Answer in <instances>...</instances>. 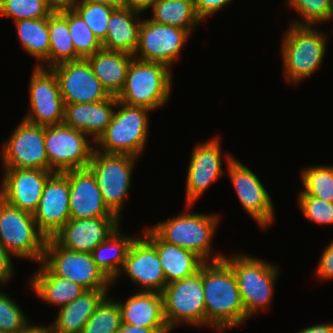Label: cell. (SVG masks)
Listing matches in <instances>:
<instances>
[{"instance_id":"obj_1","label":"cell","mask_w":333,"mask_h":333,"mask_svg":"<svg viewBox=\"0 0 333 333\" xmlns=\"http://www.w3.org/2000/svg\"><path fill=\"white\" fill-rule=\"evenodd\" d=\"M205 296V327L218 333L242 326L247 314L232 267L224 260L202 266Z\"/></svg>"},{"instance_id":"obj_2","label":"cell","mask_w":333,"mask_h":333,"mask_svg":"<svg viewBox=\"0 0 333 333\" xmlns=\"http://www.w3.org/2000/svg\"><path fill=\"white\" fill-rule=\"evenodd\" d=\"M185 211L178 216L159 221L150 228L164 241L192 251L205 262L224 258L212 251V240L219 224L218 214L191 213L192 205L185 204ZM213 252V253H212Z\"/></svg>"},{"instance_id":"obj_3","label":"cell","mask_w":333,"mask_h":333,"mask_svg":"<svg viewBox=\"0 0 333 333\" xmlns=\"http://www.w3.org/2000/svg\"><path fill=\"white\" fill-rule=\"evenodd\" d=\"M327 36L315 26L290 23L280 42L286 82L298 85L320 69L325 59Z\"/></svg>"},{"instance_id":"obj_4","label":"cell","mask_w":333,"mask_h":333,"mask_svg":"<svg viewBox=\"0 0 333 333\" xmlns=\"http://www.w3.org/2000/svg\"><path fill=\"white\" fill-rule=\"evenodd\" d=\"M223 259L236 277L247 320L270 308L280 271L278 265L240 252Z\"/></svg>"},{"instance_id":"obj_5","label":"cell","mask_w":333,"mask_h":333,"mask_svg":"<svg viewBox=\"0 0 333 333\" xmlns=\"http://www.w3.org/2000/svg\"><path fill=\"white\" fill-rule=\"evenodd\" d=\"M151 110L117 101L111 122L95 142V150L105 154L139 157L146 148Z\"/></svg>"},{"instance_id":"obj_6","label":"cell","mask_w":333,"mask_h":333,"mask_svg":"<svg viewBox=\"0 0 333 333\" xmlns=\"http://www.w3.org/2000/svg\"><path fill=\"white\" fill-rule=\"evenodd\" d=\"M172 79V69L166 65L133 58L117 99L130 106H142L154 111L170 100Z\"/></svg>"},{"instance_id":"obj_7","label":"cell","mask_w":333,"mask_h":333,"mask_svg":"<svg viewBox=\"0 0 333 333\" xmlns=\"http://www.w3.org/2000/svg\"><path fill=\"white\" fill-rule=\"evenodd\" d=\"M138 157L128 154H105L93 151L88 168L93 172L108 209L122 218L131 189V179Z\"/></svg>"},{"instance_id":"obj_8","label":"cell","mask_w":333,"mask_h":333,"mask_svg":"<svg viewBox=\"0 0 333 333\" xmlns=\"http://www.w3.org/2000/svg\"><path fill=\"white\" fill-rule=\"evenodd\" d=\"M47 238L39 231L33 214L0 198V243L15 257L43 261Z\"/></svg>"},{"instance_id":"obj_9","label":"cell","mask_w":333,"mask_h":333,"mask_svg":"<svg viewBox=\"0 0 333 333\" xmlns=\"http://www.w3.org/2000/svg\"><path fill=\"white\" fill-rule=\"evenodd\" d=\"M164 317L172 331L179 323L205 327V296L202 267L197 273L171 282L163 292Z\"/></svg>"},{"instance_id":"obj_10","label":"cell","mask_w":333,"mask_h":333,"mask_svg":"<svg viewBox=\"0 0 333 333\" xmlns=\"http://www.w3.org/2000/svg\"><path fill=\"white\" fill-rule=\"evenodd\" d=\"M44 140L49 171L64 173L87 168L95 146L82 131L64 123L44 126Z\"/></svg>"},{"instance_id":"obj_11","label":"cell","mask_w":333,"mask_h":333,"mask_svg":"<svg viewBox=\"0 0 333 333\" xmlns=\"http://www.w3.org/2000/svg\"><path fill=\"white\" fill-rule=\"evenodd\" d=\"M42 262L55 275L69 279L86 290L110 289L112 286L93 261L91 253L67 250L53 238L46 240Z\"/></svg>"},{"instance_id":"obj_12","label":"cell","mask_w":333,"mask_h":333,"mask_svg":"<svg viewBox=\"0 0 333 333\" xmlns=\"http://www.w3.org/2000/svg\"><path fill=\"white\" fill-rule=\"evenodd\" d=\"M224 159L230 183L237 193L243 209L258 223L262 230L269 228L275 220L273 200L261 179L233 155L226 153Z\"/></svg>"},{"instance_id":"obj_13","label":"cell","mask_w":333,"mask_h":333,"mask_svg":"<svg viewBox=\"0 0 333 333\" xmlns=\"http://www.w3.org/2000/svg\"><path fill=\"white\" fill-rule=\"evenodd\" d=\"M190 35L184 29L144 18L139 27L138 44L133 57L141 61L162 63L171 69Z\"/></svg>"},{"instance_id":"obj_14","label":"cell","mask_w":333,"mask_h":333,"mask_svg":"<svg viewBox=\"0 0 333 333\" xmlns=\"http://www.w3.org/2000/svg\"><path fill=\"white\" fill-rule=\"evenodd\" d=\"M0 149L3 168L49 170L44 126L23 119Z\"/></svg>"},{"instance_id":"obj_15","label":"cell","mask_w":333,"mask_h":333,"mask_svg":"<svg viewBox=\"0 0 333 333\" xmlns=\"http://www.w3.org/2000/svg\"><path fill=\"white\" fill-rule=\"evenodd\" d=\"M29 84V110L26 121L52 126L64 121L65 103L56 74L51 68L33 67Z\"/></svg>"},{"instance_id":"obj_16","label":"cell","mask_w":333,"mask_h":333,"mask_svg":"<svg viewBox=\"0 0 333 333\" xmlns=\"http://www.w3.org/2000/svg\"><path fill=\"white\" fill-rule=\"evenodd\" d=\"M219 137L196 144L192 150L186 175V204L194 205L200 196L224 177L222 150Z\"/></svg>"},{"instance_id":"obj_17","label":"cell","mask_w":333,"mask_h":333,"mask_svg":"<svg viewBox=\"0 0 333 333\" xmlns=\"http://www.w3.org/2000/svg\"><path fill=\"white\" fill-rule=\"evenodd\" d=\"M122 273L130 277L133 285L139 287L138 291L162 293L167 285L156 247L143 234L132 242L112 286Z\"/></svg>"},{"instance_id":"obj_18","label":"cell","mask_w":333,"mask_h":333,"mask_svg":"<svg viewBox=\"0 0 333 333\" xmlns=\"http://www.w3.org/2000/svg\"><path fill=\"white\" fill-rule=\"evenodd\" d=\"M51 69L57 76L65 104L95 103L111 96L93 73L87 59L67 61Z\"/></svg>"},{"instance_id":"obj_19","label":"cell","mask_w":333,"mask_h":333,"mask_svg":"<svg viewBox=\"0 0 333 333\" xmlns=\"http://www.w3.org/2000/svg\"><path fill=\"white\" fill-rule=\"evenodd\" d=\"M70 184L67 174L53 172L47 179L33 218L39 231L53 238L70 220Z\"/></svg>"},{"instance_id":"obj_20","label":"cell","mask_w":333,"mask_h":333,"mask_svg":"<svg viewBox=\"0 0 333 333\" xmlns=\"http://www.w3.org/2000/svg\"><path fill=\"white\" fill-rule=\"evenodd\" d=\"M3 169L0 198L13 207L33 214L46 181L53 172L44 169Z\"/></svg>"},{"instance_id":"obj_21","label":"cell","mask_w":333,"mask_h":333,"mask_svg":"<svg viewBox=\"0 0 333 333\" xmlns=\"http://www.w3.org/2000/svg\"><path fill=\"white\" fill-rule=\"evenodd\" d=\"M120 223L118 217L70 219L53 239L67 250L91 253Z\"/></svg>"},{"instance_id":"obj_22","label":"cell","mask_w":333,"mask_h":333,"mask_svg":"<svg viewBox=\"0 0 333 333\" xmlns=\"http://www.w3.org/2000/svg\"><path fill=\"white\" fill-rule=\"evenodd\" d=\"M65 173L70 184V219L117 217L106 206L96 178L88 167Z\"/></svg>"},{"instance_id":"obj_23","label":"cell","mask_w":333,"mask_h":333,"mask_svg":"<svg viewBox=\"0 0 333 333\" xmlns=\"http://www.w3.org/2000/svg\"><path fill=\"white\" fill-rule=\"evenodd\" d=\"M116 300L121 310L122 324L150 328L158 333L171 332L164 317L162 293L138 291L124 301Z\"/></svg>"},{"instance_id":"obj_24","label":"cell","mask_w":333,"mask_h":333,"mask_svg":"<svg viewBox=\"0 0 333 333\" xmlns=\"http://www.w3.org/2000/svg\"><path fill=\"white\" fill-rule=\"evenodd\" d=\"M117 96L95 103L65 104L63 123L80 130L96 142L111 122L117 106Z\"/></svg>"},{"instance_id":"obj_25","label":"cell","mask_w":333,"mask_h":333,"mask_svg":"<svg viewBox=\"0 0 333 333\" xmlns=\"http://www.w3.org/2000/svg\"><path fill=\"white\" fill-rule=\"evenodd\" d=\"M141 233L156 247L167 284L197 273L205 263L194 252L164 242L151 228Z\"/></svg>"},{"instance_id":"obj_26","label":"cell","mask_w":333,"mask_h":333,"mask_svg":"<svg viewBox=\"0 0 333 333\" xmlns=\"http://www.w3.org/2000/svg\"><path fill=\"white\" fill-rule=\"evenodd\" d=\"M110 289L85 290L71 303L61 307L53 323L52 333H81L84 325L93 315Z\"/></svg>"},{"instance_id":"obj_27","label":"cell","mask_w":333,"mask_h":333,"mask_svg":"<svg viewBox=\"0 0 333 333\" xmlns=\"http://www.w3.org/2000/svg\"><path fill=\"white\" fill-rule=\"evenodd\" d=\"M31 276V289L42 302L61 308L79 297L86 289L81 285L55 275L43 262Z\"/></svg>"},{"instance_id":"obj_28","label":"cell","mask_w":333,"mask_h":333,"mask_svg":"<svg viewBox=\"0 0 333 333\" xmlns=\"http://www.w3.org/2000/svg\"><path fill=\"white\" fill-rule=\"evenodd\" d=\"M133 58L127 52L101 48L86 59L107 92L118 96L125 85L127 69Z\"/></svg>"},{"instance_id":"obj_29","label":"cell","mask_w":333,"mask_h":333,"mask_svg":"<svg viewBox=\"0 0 333 333\" xmlns=\"http://www.w3.org/2000/svg\"><path fill=\"white\" fill-rule=\"evenodd\" d=\"M141 13L118 7L112 11L108 31L102 46L106 50L123 51L134 54L138 44Z\"/></svg>"},{"instance_id":"obj_30","label":"cell","mask_w":333,"mask_h":333,"mask_svg":"<svg viewBox=\"0 0 333 333\" xmlns=\"http://www.w3.org/2000/svg\"><path fill=\"white\" fill-rule=\"evenodd\" d=\"M118 227L104 242L92 252L93 261L112 282L119 274L129 248L136 237L122 233Z\"/></svg>"},{"instance_id":"obj_31","label":"cell","mask_w":333,"mask_h":333,"mask_svg":"<svg viewBox=\"0 0 333 333\" xmlns=\"http://www.w3.org/2000/svg\"><path fill=\"white\" fill-rule=\"evenodd\" d=\"M14 24L24 51L39 60L35 66L49 68L48 18L18 20Z\"/></svg>"},{"instance_id":"obj_32","label":"cell","mask_w":333,"mask_h":333,"mask_svg":"<svg viewBox=\"0 0 333 333\" xmlns=\"http://www.w3.org/2000/svg\"><path fill=\"white\" fill-rule=\"evenodd\" d=\"M50 38L49 68L81 59L74 48L68 27V9L55 10L48 17Z\"/></svg>"},{"instance_id":"obj_33","label":"cell","mask_w":333,"mask_h":333,"mask_svg":"<svg viewBox=\"0 0 333 333\" xmlns=\"http://www.w3.org/2000/svg\"><path fill=\"white\" fill-rule=\"evenodd\" d=\"M150 10L152 11L150 20L184 29L190 34L202 22L192 0H156Z\"/></svg>"},{"instance_id":"obj_34","label":"cell","mask_w":333,"mask_h":333,"mask_svg":"<svg viewBox=\"0 0 333 333\" xmlns=\"http://www.w3.org/2000/svg\"><path fill=\"white\" fill-rule=\"evenodd\" d=\"M300 175L304 189L298 195L333 202V165H311L302 169Z\"/></svg>"},{"instance_id":"obj_35","label":"cell","mask_w":333,"mask_h":333,"mask_svg":"<svg viewBox=\"0 0 333 333\" xmlns=\"http://www.w3.org/2000/svg\"><path fill=\"white\" fill-rule=\"evenodd\" d=\"M121 326L122 315L118 302L107 295L84 325L81 333H117Z\"/></svg>"},{"instance_id":"obj_36","label":"cell","mask_w":333,"mask_h":333,"mask_svg":"<svg viewBox=\"0 0 333 333\" xmlns=\"http://www.w3.org/2000/svg\"><path fill=\"white\" fill-rule=\"evenodd\" d=\"M288 7L301 17L292 20L298 26H318L333 20V0H285ZM304 20V21H303ZM318 24V25H317Z\"/></svg>"},{"instance_id":"obj_37","label":"cell","mask_w":333,"mask_h":333,"mask_svg":"<svg viewBox=\"0 0 333 333\" xmlns=\"http://www.w3.org/2000/svg\"><path fill=\"white\" fill-rule=\"evenodd\" d=\"M72 9L85 21L98 40L103 43L107 36L108 22L115 7L89 0H79Z\"/></svg>"},{"instance_id":"obj_38","label":"cell","mask_w":333,"mask_h":333,"mask_svg":"<svg viewBox=\"0 0 333 333\" xmlns=\"http://www.w3.org/2000/svg\"><path fill=\"white\" fill-rule=\"evenodd\" d=\"M68 27L77 55L86 59L103 48L85 21L72 9H68Z\"/></svg>"},{"instance_id":"obj_39","label":"cell","mask_w":333,"mask_h":333,"mask_svg":"<svg viewBox=\"0 0 333 333\" xmlns=\"http://www.w3.org/2000/svg\"><path fill=\"white\" fill-rule=\"evenodd\" d=\"M54 11L47 0H0V16L11 17L13 22L48 18Z\"/></svg>"},{"instance_id":"obj_40","label":"cell","mask_w":333,"mask_h":333,"mask_svg":"<svg viewBox=\"0 0 333 333\" xmlns=\"http://www.w3.org/2000/svg\"><path fill=\"white\" fill-rule=\"evenodd\" d=\"M29 320L14 299L0 290V332H20L30 324Z\"/></svg>"},{"instance_id":"obj_41","label":"cell","mask_w":333,"mask_h":333,"mask_svg":"<svg viewBox=\"0 0 333 333\" xmlns=\"http://www.w3.org/2000/svg\"><path fill=\"white\" fill-rule=\"evenodd\" d=\"M297 200L299 210L307 220L318 225H333V202L309 195H298Z\"/></svg>"},{"instance_id":"obj_42","label":"cell","mask_w":333,"mask_h":333,"mask_svg":"<svg viewBox=\"0 0 333 333\" xmlns=\"http://www.w3.org/2000/svg\"><path fill=\"white\" fill-rule=\"evenodd\" d=\"M317 279L322 280H333V241L326 245L324 251L320 256L316 271Z\"/></svg>"},{"instance_id":"obj_43","label":"cell","mask_w":333,"mask_h":333,"mask_svg":"<svg viewBox=\"0 0 333 333\" xmlns=\"http://www.w3.org/2000/svg\"><path fill=\"white\" fill-rule=\"evenodd\" d=\"M195 11L201 21H206L207 18L213 16L221 9H225L226 6L233 0H192Z\"/></svg>"},{"instance_id":"obj_44","label":"cell","mask_w":333,"mask_h":333,"mask_svg":"<svg viewBox=\"0 0 333 333\" xmlns=\"http://www.w3.org/2000/svg\"><path fill=\"white\" fill-rule=\"evenodd\" d=\"M14 256L0 243V286L9 283L14 275Z\"/></svg>"},{"instance_id":"obj_45","label":"cell","mask_w":333,"mask_h":333,"mask_svg":"<svg viewBox=\"0 0 333 333\" xmlns=\"http://www.w3.org/2000/svg\"><path fill=\"white\" fill-rule=\"evenodd\" d=\"M156 0H122L121 7L143 13L151 8Z\"/></svg>"},{"instance_id":"obj_46","label":"cell","mask_w":333,"mask_h":333,"mask_svg":"<svg viewBox=\"0 0 333 333\" xmlns=\"http://www.w3.org/2000/svg\"><path fill=\"white\" fill-rule=\"evenodd\" d=\"M297 333H333V323H319L301 329Z\"/></svg>"},{"instance_id":"obj_47","label":"cell","mask_w":333,"mask_h":333,"mask_svg":"<svg viewBox=\"0 0 333 333\" xmlns=\"http://www.w3.org/2000/svg\"><path fill=\"white\" fill-rule=\"evenodd\" d=\"M117 333H158L154 329L122 324Z\"/></svg>"},{"instance_id":"obj_48","label":"cell","mask_w":333,"mask_h":333,"mask_svg":"<svg viewBox=\"0 0 333 333\" xmlns=\"http://www.w3.org/2000/svg\"><path fill=\"white\" fill-rule=\"evenodd\" d=\"M79 0H47L48 4L54 10L61 9H70L72 8Z\"/></svg>"},{"instance_id":"obj_49","label":"cell","mask_w":333,"mask_h":333,"mask_svg":"<svg viewBox=\"0 0 333 333\" xmlns=\"http://www.w3.org/2000/svg\"><path fill=\"white\" fill-rule=\"evenodd\" d=\"M16 333H52L50 325H27L22 331Z\"/></svg>"},{"instance_id":"obj_50","label":"cell","mask_w":333,"mask_h":333,"mask_svg":"<svg viewBox=\"0 0 333 333\" xmlns=\"http://www.w3.org/2000/svg\"><path fill=\"white\" fill-rule=\"evenodd\" d=\"M95 3L106 4L115 8L121 7L122 0H89Z\"/></svg>"}]
</instances>
